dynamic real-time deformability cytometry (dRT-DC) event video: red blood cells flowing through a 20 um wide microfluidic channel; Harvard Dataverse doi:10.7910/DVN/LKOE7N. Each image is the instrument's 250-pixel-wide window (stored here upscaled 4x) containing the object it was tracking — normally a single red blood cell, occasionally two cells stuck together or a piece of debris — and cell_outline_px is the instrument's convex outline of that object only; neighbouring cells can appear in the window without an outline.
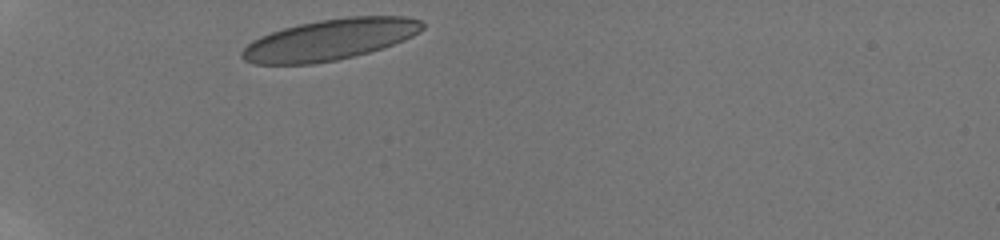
{"species": "human", "species_latin": "Homo sapiens", "temperature_condition": "room temperature", "stored_images_in_passage": 17, "camera_frame_rate_fps": 3000, "um_per_image_px": 0.085, "donor": {"sex": "male"}, "frame": {"image": 1, "passage_image": 1, "time_ms": 0.0, "image_size_px": [1000, 240], "cell_outline_px": [[424, 28], [420, 32], [404, 40], [368, 52], [336, 60], [312, 64], [256, 64], [244, 60], [240, 56], [240, 52], [252, 40], [260, 36], [284, 28], [300, 24], [320, 20], [348, 16], [404, 16], [420, 20], [424, 24]], "centroid_in_image_um": [28.03, 3.36], "position_along_channel_um": 57.0, "area_um2": 42.89}}
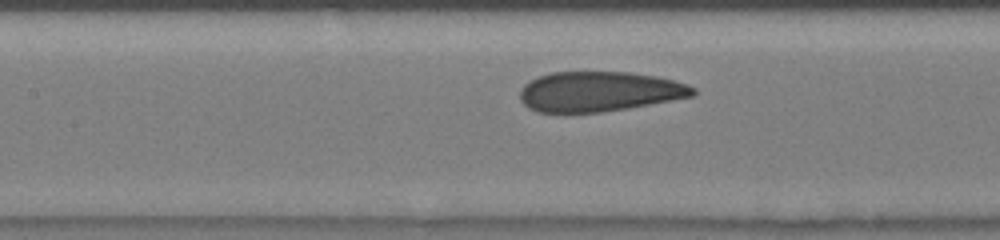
{"frame": {"image": 2, "passage_image": 7, "time_ms": 3.333, "image_size_px": [1000, 240], "cell_outline_px": [[696, 92], [692, 96], [672, 100], [628, 108], [600, 112], [564, 116], [536, 112], [528, 108], [520, 100], [520, 88], [524, 84], [540, 76], [552, 72], [632, 72], [656, 76], [688, 84], [696, 88]], "centroid_in_image_um": [50.87, 7.82], "position_along_channel_um": 156.5, "area_um2": 41.21}}
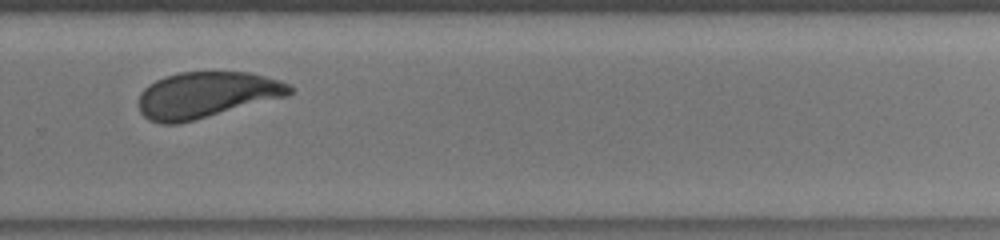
{"frame": {"image": 3, "passage_image": 16, "time_ms": 7.333, "image_size_px": [1000, 240], "cell_outline_px": [[292, 92], [288, 96], [180, 124], [160, 124], [148, 120], [140, 112], [136, 104], [140, 92], [148, 84], [164, 76], [180, 72], [248, 72], [280, 80], [288, 84], [292, 88]], "centroid_in_image_um": [17.49, 8.08], "position_along_channel_um": 312.3, "area_um2": 40.98}}